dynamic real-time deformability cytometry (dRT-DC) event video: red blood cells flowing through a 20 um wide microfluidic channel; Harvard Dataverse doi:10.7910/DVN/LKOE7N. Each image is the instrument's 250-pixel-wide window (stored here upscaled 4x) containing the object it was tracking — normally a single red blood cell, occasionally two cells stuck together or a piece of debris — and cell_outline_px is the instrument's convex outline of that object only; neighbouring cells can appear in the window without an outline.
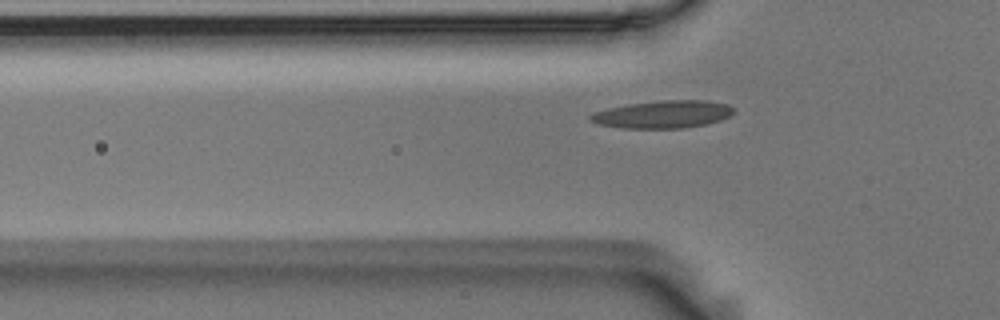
{"species": "Egyptian fruit bat (a non-hibernating species)", "species_latin": "Rousettus aegyptiacus", "temperature_condition": "room temperature", "stored_images_in_passage": 37, "camera_frame_rate_fps": 3000, "um_per_image_px": 0.085, "animal": {"sex": "male"}, "frame": {"image": 1, "passage_image": 5, "time_ms": 1.333, "image_size_px": [1000, 320], "cell_outline_px": [[736, 112], [720, 120], [704, 124], [684, 128], [620, 128], [596, 124], [588, 120], [588, 116], [596, 112], [608, 108], [628, 104], [660, 100], [708, 100], [728, 104]], "centroid_in_image_um": [56.33, 9.71], "position_along_channel_um": 69.5, "area_um2": 23.12}}
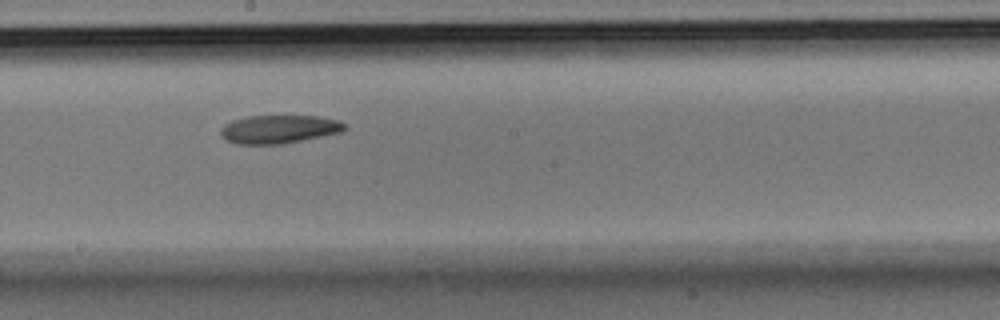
{"frame": {"image": 2, "passage_image": 18, "time_ms": 5.667, "image_size_px": [1000, 320], "cell_outline_px": [[344, 128], [340, 132], [284, 144], [240, 144], [228, 140], [220, 132], [220, 128], [224, 124], [232, 120], [248, 116], [320, 116], [340, 120], [344, 124]], "centroid_in_image_um": [23.71, 10.97], "position_along_channel_um": 224.5, "area_um2": 20.29}}
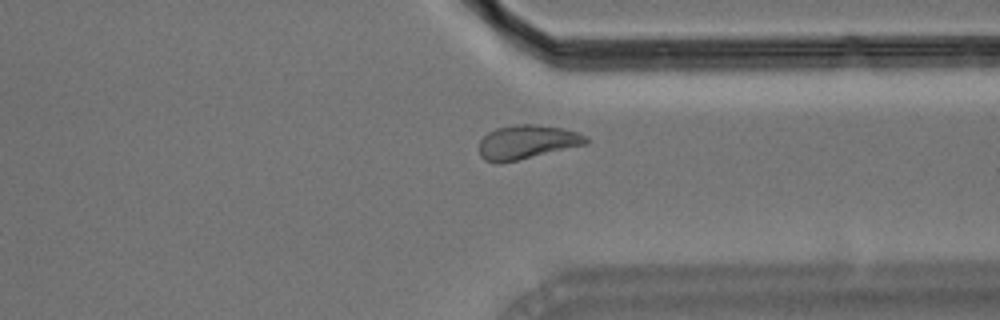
{"frame": {"image": 3, "passage_image": 30, "time_ms": 9.667, "image_size_px": [1000, 320], "cell_outline_px": [[588, 144], [516, 160], [496, 164], [484, 160], [480, 156], [480, 140], [488, 132], [496, 128], [516, 124], [536, 124], [560, 128], [576, 132], [588, 136]], "centroid_in_image_um": [44.78, 12.07], "position_along_channel_um": 366.6, "area_um2": 21.1}}